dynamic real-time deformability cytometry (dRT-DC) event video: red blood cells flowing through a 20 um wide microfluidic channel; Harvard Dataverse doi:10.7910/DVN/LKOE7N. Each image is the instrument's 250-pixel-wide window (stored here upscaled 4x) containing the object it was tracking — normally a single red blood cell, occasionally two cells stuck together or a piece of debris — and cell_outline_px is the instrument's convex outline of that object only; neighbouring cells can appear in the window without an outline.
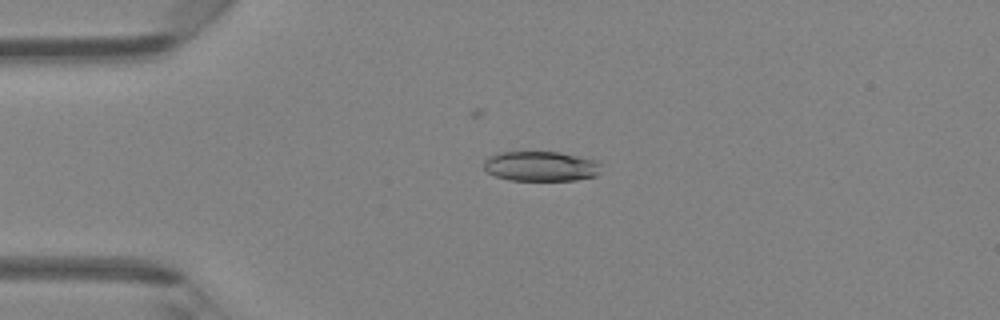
{"species": "Egyptian fruit bat (a non-hibernating species)", "species_latin": "Rousettus aegyptiacus", "temperature_condition": "room temperature", "stored_images_in_passage": 39, "camera_frame_rate_fps": 3000, "um_per_image_px": 0.085, "animal": {"sex": "female"}, "frame": {"image": 1, "passage_image": 12, "time_ms": 3.667, "image_size_px": [1000, 320], "cell_outline_px": [[600, 172], [596, 176], [576, 180], [508, 180], [496, 176], [488, 172], [484, 168], [484, 160], [488, 156], [496, 152], [560, 152], [600, 160]], "centroid_in_image_um": [45.99, 14.12], "position_along_channel_um": 39.0, "area_um2": 20.75}}
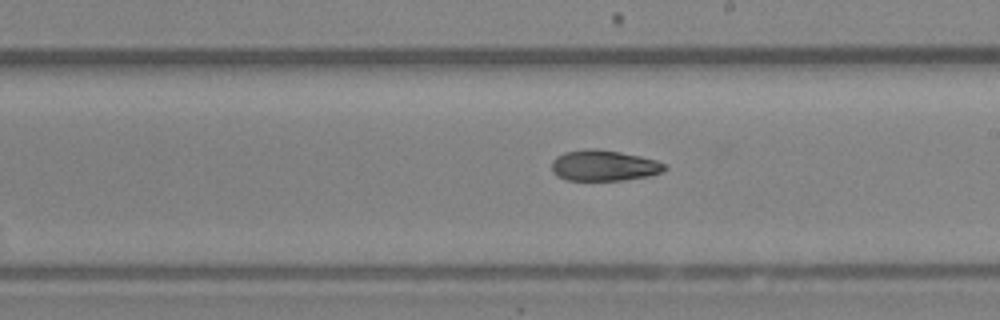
{"frame": {"image": 2, "passage_image": 28, "time_ms": 9.0, "image_size_px": [1000, 320], "cell_outline_px": [[668, 168], [660, 172], [648, 176], [624, 180], [564, 180], [556, 176], [552, 172], [552, 160], [556, 156], [564, 152], [588, 148], [596, 148], [620, 152], [640, 156], [656, 160], [668, 164]], "centroid_in_image_um": [51.31, 14.07], "position_along_channel_um": 237.7, "area_um2": 20.52}}
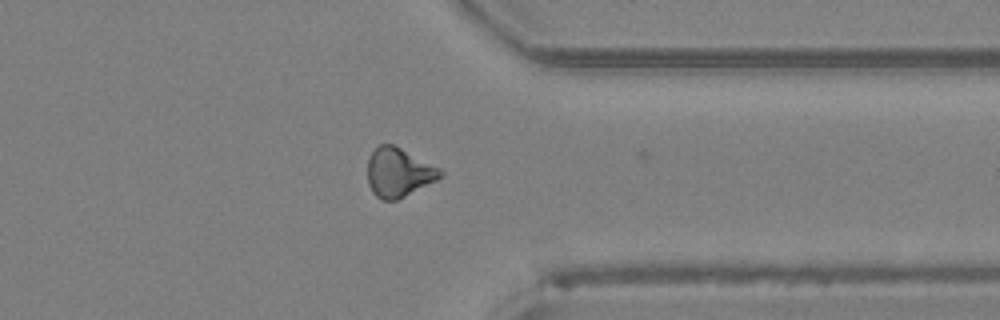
{"frame": {"image": 3, "passage_image": 38, "time_ms": 12.333, "image_size_px": [1000, 320], "cell_outline_px": [[444, 176], [396, 200], [380, 200], [372, 192], [368, 184], [368, 160], [372, 152], [380, 144], [392, 144], [440, 168], [444, 172]], "centroid_in_image_um": [33.87, 14.67], "position_along_channel_um": 377.5, "area_um2": 20.52}, "authors_computed_cell_mechanics": {"area_um2": 21.097, "velocity_mm_per_s": 4.3114, "shape_relaxation_time_tau1_ms": 4.7274, "shape_relaxation_time_tau2_ms": null, "deformation_change_tau1": 0.1187, "deformation_change_tau2": null}}